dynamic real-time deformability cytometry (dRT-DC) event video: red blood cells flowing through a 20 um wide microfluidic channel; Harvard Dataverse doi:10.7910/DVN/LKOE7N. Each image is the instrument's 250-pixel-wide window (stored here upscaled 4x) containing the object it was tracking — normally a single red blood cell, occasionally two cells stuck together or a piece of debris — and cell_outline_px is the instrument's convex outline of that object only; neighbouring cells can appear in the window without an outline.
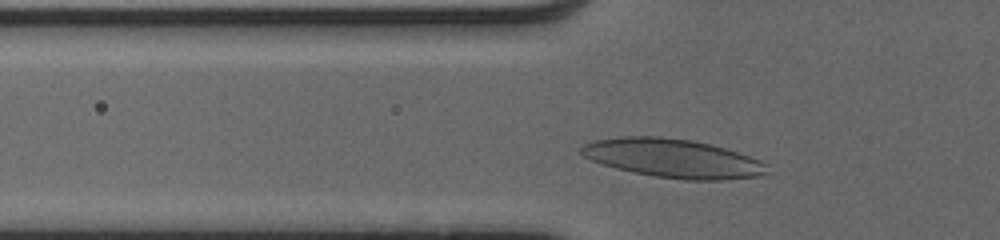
{"species": "human", "species_latin": "Homo sapiens", "temperature_condition": "cold", "stored_images_in_passage": 31, "camera_frame_rate_fps": 3000, "um_per_image_px": 0.085, "donor": {"sex": "male"}, "frame": {"image": 1, "passage_image": 5, "time_ms": 1.333, "image_size_px": [1000, 240], "cell_outline_px": [[768, 172], [760, 176], [720, 180], [684, 180], [656, 176], [632, 172], [616, 168], [592, 160], [584, 156], [580, 152], [580, 148], [584, 144], [596, 140], [624, 136], [660, 136], [692, 140], [724, 148], [760, 160], [768, 164]], "centroid_in_image_um": [57.21, 13.46], "position_along_channel_um": 68.6, "area_um2": 41.73}}
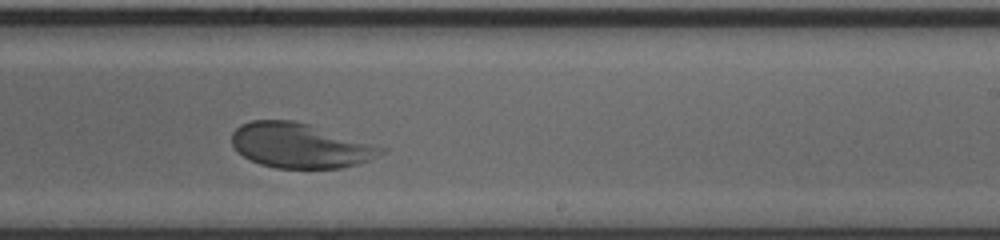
{"frame": {"image": 2, "passage_image": 20, "time_ms": 6.333, "image_size_px": [1000, 240], "cell_outline_px": [[388, 148], [384, 152], [368, 160], [356, 164], [340, 168], [276, 168], [260, 164], [244, 156], [232, 144], [232, 132], [240, 124], [252, 120], [296, 120]], "centroid_in_image_um": [25.51, 12.36], "position_along_channel_um": 263.5, "area_um2": 38.78}}
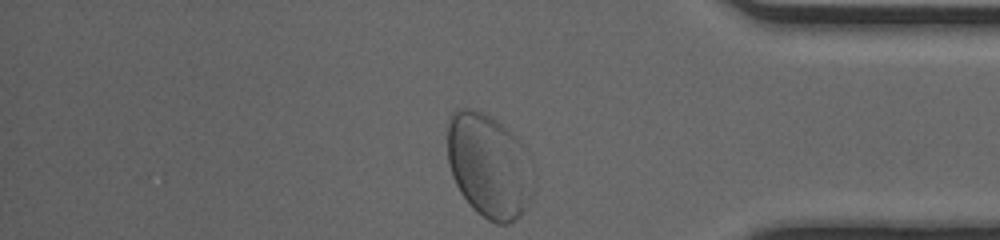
{"frame": {"image": 3, "passage_image": 31, "time_ms": 10.0, "image_size_px": [1000, 240], "cell_outline_px": [[532, 196], [528, 204], [520, 216], [516, 220], [508, 224], [496, 224], [488, 220], [476, 212], [460, 192], [452, 176], [448, 160], [448, 120], [452, 112], [460, 108], [472, 108], [496, 120], [508, 128], [524, 148]], "centroid_in_image_um": [41.5, 14.1], "position_along_channel_um": 393.7, "area_um2": 51.38}, "authors_computed_cell_mechanics": {"area_um2": 39.0728, "velocity_mm_per_s": 3.979, "shape_relaxation_time_tau1_ms": 3.957, "shape_relaxation_time_tau2_ms": null, "deformation_change_tau1": 0.1915, "deformation_change_tau2": null}}